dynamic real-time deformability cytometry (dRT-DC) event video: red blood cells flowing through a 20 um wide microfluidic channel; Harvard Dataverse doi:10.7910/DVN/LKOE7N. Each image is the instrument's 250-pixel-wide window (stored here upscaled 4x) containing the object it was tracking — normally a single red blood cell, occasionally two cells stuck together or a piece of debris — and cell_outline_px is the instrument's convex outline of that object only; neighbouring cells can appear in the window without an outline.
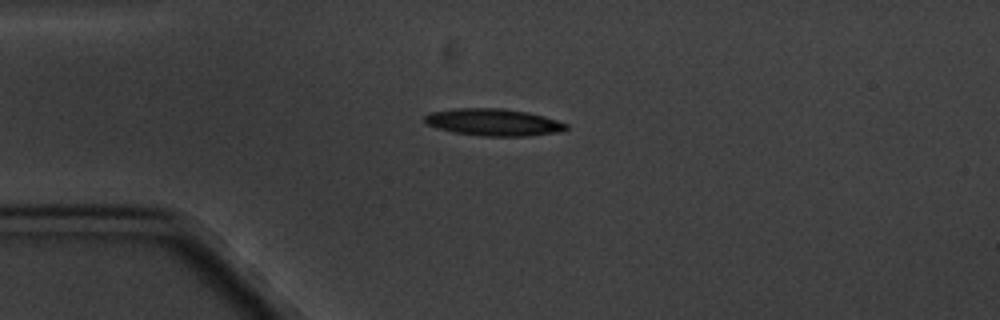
{"species": "common noctule bat (a hibernating species)", "species_latin": "Nyctalus noctula", "temperature_condition": "cold", "stored_images_in_passage": 4, "camera_frame_rate_fps": 3000, "um_per_image_px": 0.085, "animal": {"sex": "male", "body_mass_g": 20.1, "forearm_length_mm": 53.5}, "frame": {"image": 1, "passage_image": 3, "time_ms": 2.333, "image_size_px": [1000, 320], "cell_outline_px": [[568, 128], [556, 132], [528, 136], [484, 136], [452, 132], [436, 128], [428, 124], [424, 120], [424, 116], [432, 112], [456, 108], [504, 108], [528, 112], [544, 116], [568, 124]], "centroid_in_image_um": [41.94, 10.39], "position_along_channel_um": 43.1, "area_um2": 22.25}}